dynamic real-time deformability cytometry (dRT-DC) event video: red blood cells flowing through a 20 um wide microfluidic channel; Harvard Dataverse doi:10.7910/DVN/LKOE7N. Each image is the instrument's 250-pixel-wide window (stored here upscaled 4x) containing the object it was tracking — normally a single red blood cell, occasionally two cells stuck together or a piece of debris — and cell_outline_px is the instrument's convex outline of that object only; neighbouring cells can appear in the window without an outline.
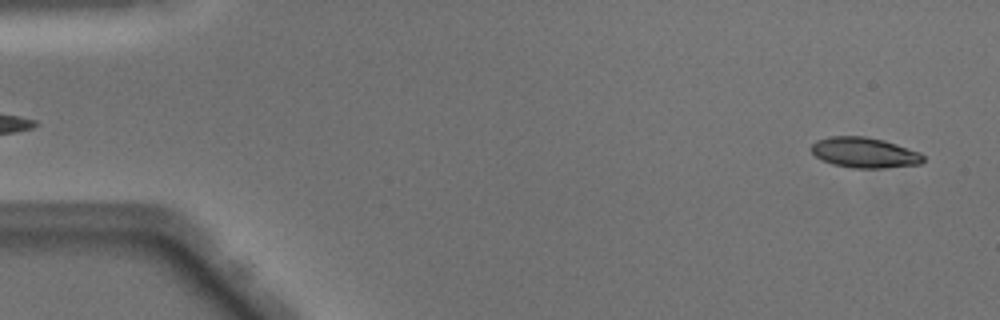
{"species": "Egyptian fruit bat (a non-hibernating species)", "species_latin": "Rousettus aegyptiacus", "temperature_condition": "warm", "stored_images_in_passage": 50, "camera_frame_rate_fps": 3000, "um_per_image_px": 0.085, "animal": {"sex": "male"}, "frame": {"image": 1, "passage_image": 2, "time_ms": 0.333, "image_size_px": [1000, 320], "cell_outline_px": [[924, 160], [920, 164], [884, 168], [852, 168], [832, 164], [816, 156], [812, 152], [812, 144], [816, 140], [832, 136], [864, 136], [884, 140], [920, 152], [924, 156]], "centroid_in_image_um": [73.49, 12.97], "position_along_channel_um": 11.5, "area_um2": 19.77}}
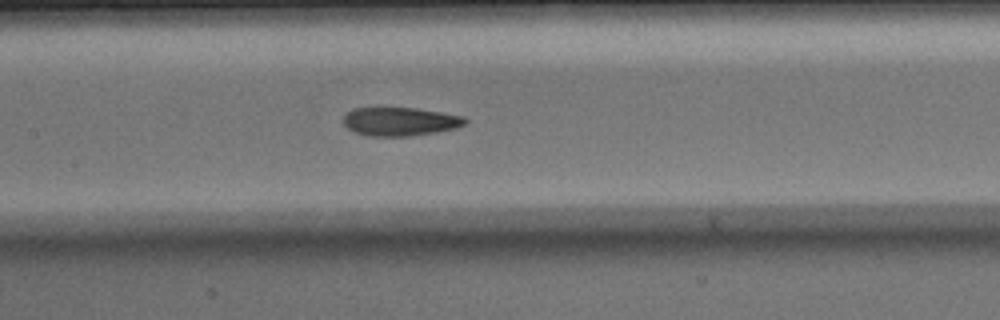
{"frame": {"image": 2, "passage_image": 23, "time_ms": 7.333, "image_size_px": [1000, 320], "cell_outline_px": [[468, 120], [464, 124], [456, 128], [436, 132], [412, 136], [368, 136], [356, 132], [348, 128], [344, 124], [344, 116], [352, 108], [416, 108], [464, 116]], "centroid_in_image_um": [34.02, 10.33], "position_along_channel_um": 173.4, "area_um2": 20.17}}
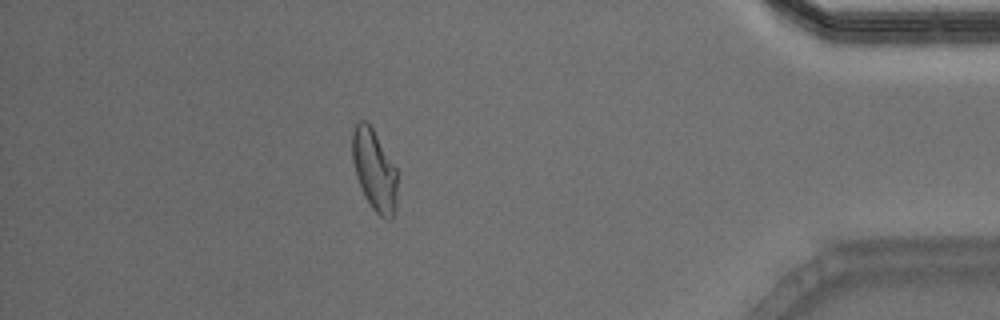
{"frame": {"image": 3, "passage_image": 43, "time_ms": 14.0, "image_size_px": [1000, 320], "cell_outline_px": [[396, 208], [392, 216], [388, 220], [380, 216], [372, 208], [364, 196], [356, 176], [352, 160], [352, 132], [356, 124], [360, 120], [364, 120], [372, 128], [396, 168]], "centroid_in_image_um": [31.8, 14.47], "position_along_channel_um": 403.4, "area_um2": 21.04}}